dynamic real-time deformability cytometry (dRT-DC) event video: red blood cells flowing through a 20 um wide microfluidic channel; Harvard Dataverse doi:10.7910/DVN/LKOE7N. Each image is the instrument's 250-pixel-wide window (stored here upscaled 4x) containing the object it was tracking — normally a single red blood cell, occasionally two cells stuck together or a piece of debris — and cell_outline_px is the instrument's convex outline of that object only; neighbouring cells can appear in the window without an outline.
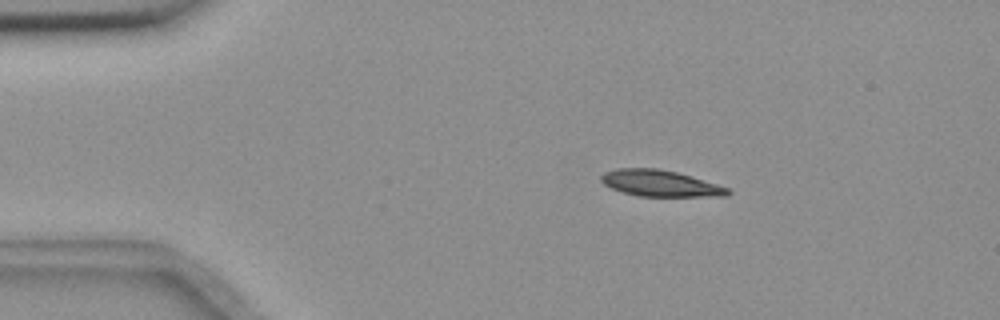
{"species": "common noctule bat (a hibernating species)", "species_latin": "Nyctalus noctula", "temperature_condition": "room temperature", "stored_images_in_passage": 4, "camera_frame_rate_fps": 3000, "um_per_image_px": 0.085, "animal": {"sex": "female", "body_mass_g": 18.4}, "frame": {"image": 1, "passage_image": 2, "time_ms": 0.333, "image_size_px": [1000, 320], "cell_outline_px": [[732, 192], [728, 196], [636, 196], [612, 188], [604, 184], [600, 180], [600, 176], [604, 172], [616, 168], [656, 168], [676, 172], [716, 184], [728, 188]], "centroid_in_image_um": [56.09, 15.58], "position_along_channel_um": 28.9, "area_um2": 19.25}}